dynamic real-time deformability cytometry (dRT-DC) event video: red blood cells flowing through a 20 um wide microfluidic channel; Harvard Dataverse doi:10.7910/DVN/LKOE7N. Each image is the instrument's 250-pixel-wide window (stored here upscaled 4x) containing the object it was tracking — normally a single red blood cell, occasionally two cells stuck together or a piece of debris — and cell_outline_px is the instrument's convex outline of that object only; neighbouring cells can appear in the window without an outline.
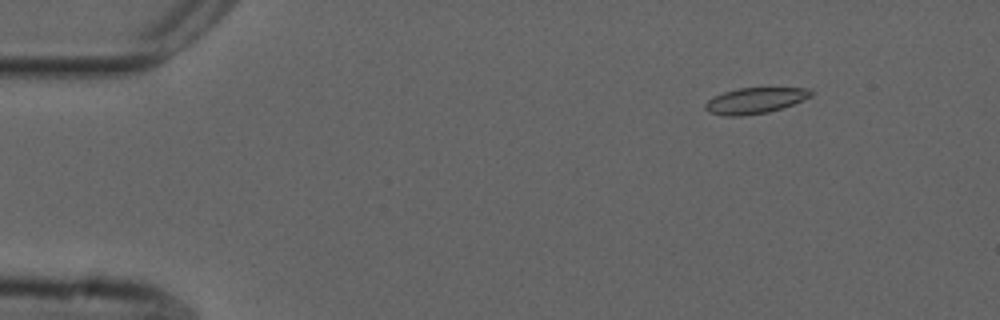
{"species": "common noctule bat (a hibernating species)", "species_latin": "Nyctalus noctula", "temperature_condition": "cold", "stored_images_in_passage": 55, "camera_frame_rate_fps": 3000, "um_per_image_px": 0.085, "animal": {"sex": "male", "forearm_length_mm": 52.5}, "frame": {"image": 1, "passage_image": 7, "time_ms": 2.0, "image_size_px": [1000, 320], "cell_outline_px": [[812, 96], [804, 100], [768, 112], [740, 116], [724, 116], [708, 112], [704, 108], [704, 104], [708, 100], [724, 92], [740, 88], [812, 88]], "centroid_in_image_um": [64.18, 8.55], "position_along_channel_um": 20.8, "area_um2": 15.84}}
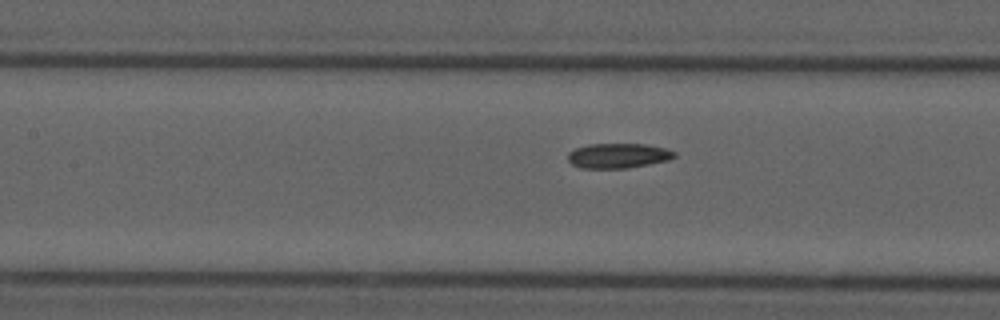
{"frame": {"image": 2, "passage_image": 25, "time_ms": 8.0, "image_size_px": [1000, 320], "cell_outline_px": [[676, 156], [668, 160], [628, 168], [580, 168], [572, 164], [568, 160], [568, 152], [576, 148], [588, 144], [644, 144], [664, 148], [676, 152]], "centroid_in_image_um": [52.52, 13.23], "position_along_channel_um": 154.9, "area_um2": 15.37}}
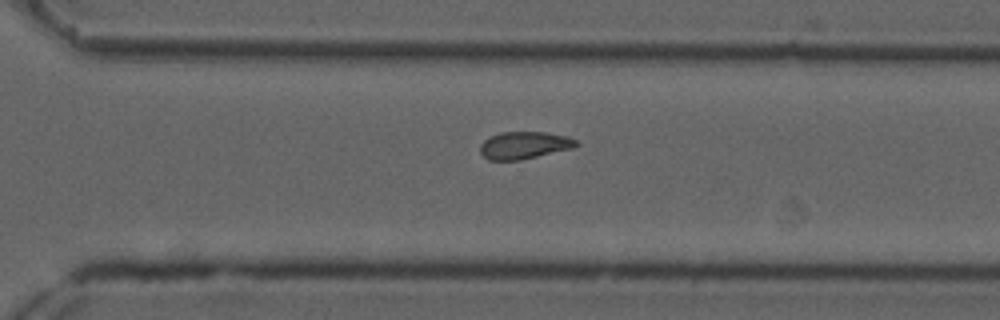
{"frame": {"image": 3, "passage_image": 39, "time_ms": 12.667, "image_size_px": [1000, 320], "cell_outline_px": [[580, 144], [572, 148], [520, 160], [488, 160], [480, 152], [480, 144], [484, 140], [500, 132], [544, 132], [568, 136], [576, 140]], "centroid_in_image_um": [44.56, 12.34], "position_along_channel_um": 326.0, "area_um2": 15.2}, "authors_computed_cell_mechanics": {"area_um2": 16.0106, "velocity_mm_per_s": 3.6782, "shape_relaxation_time_tau1_ms": null, "shape_relaxation_time_tau2_ms": 3.8378, "deformation_change_tau1": null, "deformation_change_tau2": 0.0923}}